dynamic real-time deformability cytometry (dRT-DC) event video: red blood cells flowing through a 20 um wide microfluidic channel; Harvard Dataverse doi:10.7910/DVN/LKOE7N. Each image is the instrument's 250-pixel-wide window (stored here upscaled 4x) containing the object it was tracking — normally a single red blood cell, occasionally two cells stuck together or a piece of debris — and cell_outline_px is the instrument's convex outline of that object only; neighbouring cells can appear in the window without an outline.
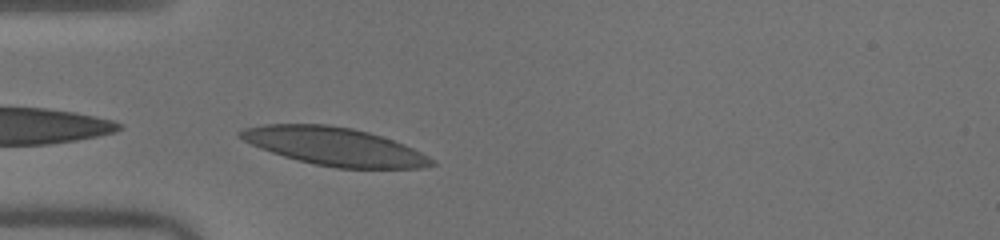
{"species": "human", "species_latin": "Homo sapiens", "temperature_condition": "warm", "stored_images_in_passage": 33, "camera_frame_rate_fps": 3000, "um_per_image_px": 0.085, "donor": {"sex": "male"}, "frame": {"image": 1, "passage_image": 2, "time_ms": 0.333, "image_size_px": [1000, 240], "cell_outline_px": [[436, 164], [420, 168], [336, 168], [296, 160], [260, 148], [236, 136], [236, 132], [244, 128], [264, 124], [328, 124], [352, 128], [368, 132], [404, 144], [436, 160]], "centroid_in_image_um": [28.41, 12.44], "position_along_channel_um": 56.6, "area_um2": 42.25}}
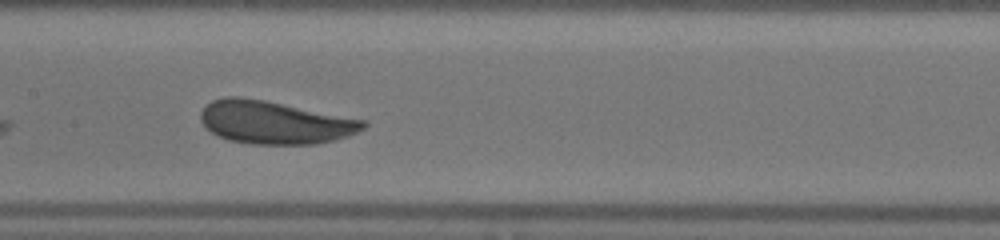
{"frame": {"image": 2, "passage_image": 12, "time_ms": 3.667, "image_size_px": [1000, 240], "cell_outline_px": [[368, 124], [364, 128], [348, 136], [336, 140], [316, 144], [252, 144], [228, 140], [212, 132], [200, 120], [200, 112], [204, 104], [212, 100], [224, 96], [240, 96], [264, 100], [364, 120]], "centroid_in_image_um": [23.31, 10.4], "position_along_channel_um": 184.1, "area_um2": 40.63}}
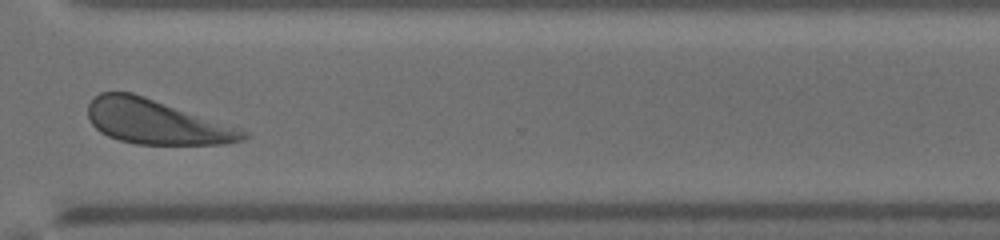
{"frame": {"image": 3, "passage_image": 25, "time_ms": 8.0, "image_size_px": [1000, 240], "cell_outline_px": [[248, 136], [244, 140], [224, 144], [136, 144], [120, 140], [108, 136], [100, 132], [92, 124], [88, 116], [88, 104], [100, 92], [132, 92], [240, 128], [248, 132]], "centroid_in_image_um": [13.28, 10.36], "position_along_channel_um": 357.3, "area_um2": 39.94}, "authors_computed_cell_mechanics": {"area_um2": 40.171, "velocity_mm_per_s": 4.0009, "shape_relaxation_time_tau1_ms": 1.7747, "shape_relaxation_time_tau2_ms": null, "deformation_change_tau1": 0.0932, "deformation_change_tau2": null}}